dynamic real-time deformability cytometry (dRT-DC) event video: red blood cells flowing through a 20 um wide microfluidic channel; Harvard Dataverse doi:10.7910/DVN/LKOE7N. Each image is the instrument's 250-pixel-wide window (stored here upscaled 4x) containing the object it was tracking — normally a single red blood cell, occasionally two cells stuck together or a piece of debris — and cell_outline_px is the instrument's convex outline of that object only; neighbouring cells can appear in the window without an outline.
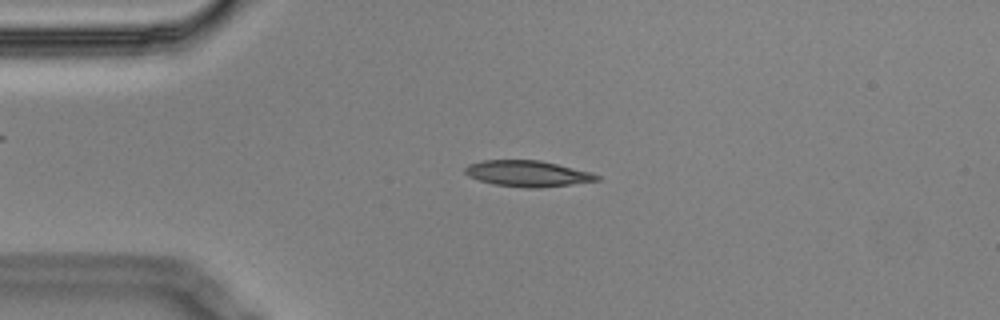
{"species": "Egyptian fruit bat (a non-hibernating species)", "species_latin": "Rousettus aegyptiacus", "temperature_condition": "cold", "stored_images_in_passage": 4, "camera_frame_rate_fps": 3000, "um_per_image_px": 0.085, "animal": {"sex": "male"}, "frame": {"image": 1, "passage_image": 3, "time_ms": 0.667, "image_size_px": [1000, 320], "cell_outline_px": [[600, 180], [572, 184], [540, 188], [528, 188], [496, 184], [480, 180], [468, 176], [464, 172], [464, 168], [468, 164], [480, 160], [540, 160], [592, 172], [600, 176]], "centroid_in_image_um": [44.85, 14.74], "position_along_channel_um": 40.1, "area_um2": 20.0}}